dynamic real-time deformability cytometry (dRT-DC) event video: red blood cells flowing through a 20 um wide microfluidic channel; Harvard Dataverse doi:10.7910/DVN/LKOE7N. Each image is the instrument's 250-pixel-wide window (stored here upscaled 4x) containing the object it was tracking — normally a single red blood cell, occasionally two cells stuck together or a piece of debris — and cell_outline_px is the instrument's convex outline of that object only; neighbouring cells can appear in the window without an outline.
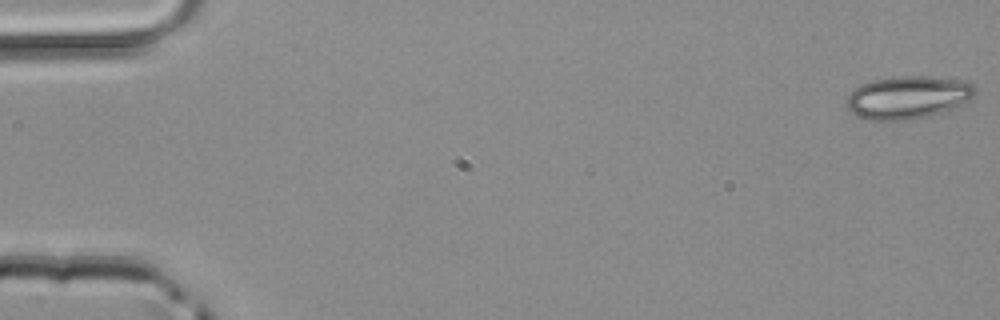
{"species": "common noctule bat (a hibernating species)", "species_latin": "Nyctalus noctula", "temperature_condition": "room temperature", "stored_images_in_passage": 49, "camera_frame_rate_fps": 3000, "um_per_image_px": 0.085, "animal": {"sex": "male", "body_mass_g": 20.4}, "frame": {"image": 1, "passage_image": 1, "time_ms": 0.0, "image_size_px": [1000, 320], "cell_outline_px": [[976, 92], [968, 100], [952, 108], [928, 116], [912, 120], [868, 120], [852, 112], [848, 108], [848, 96], [860, 84], [872, 80], [892, 76], [928, 76], [960, 80], [976, 84]], "centroid_in_image_um": [77.18, 8.26], "position_along_channel_um": 7.8, "area_um2": 31.91}}
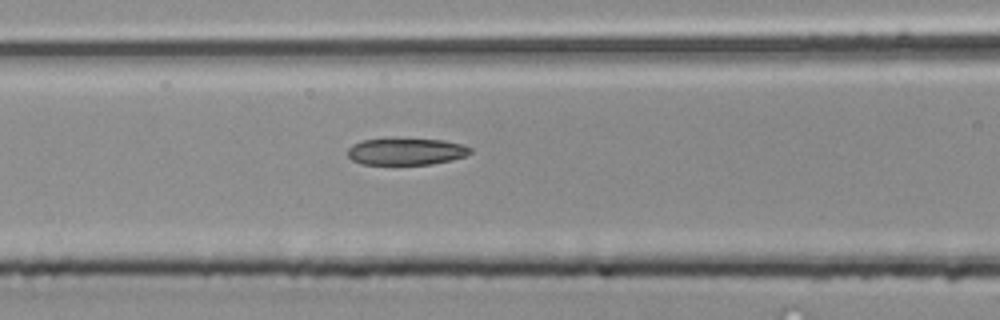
{"frame": {"image": 2, "passage_image": 21, "time_ms": 6.667, "image_size_px": [1000, 320], "cell_outline_px": [[472, 152], [464, 156], [452, 160], [432, 164], [360, 164], [352, 160], [348, 156], [348, 148], [352, 144], [364, 140], [444, 140], [464, 144], [472, 148]], "centroid_in_image_um": [34.55, 12.9], "position_along_channel_um": 132.1, "area_um2": 18.84}}
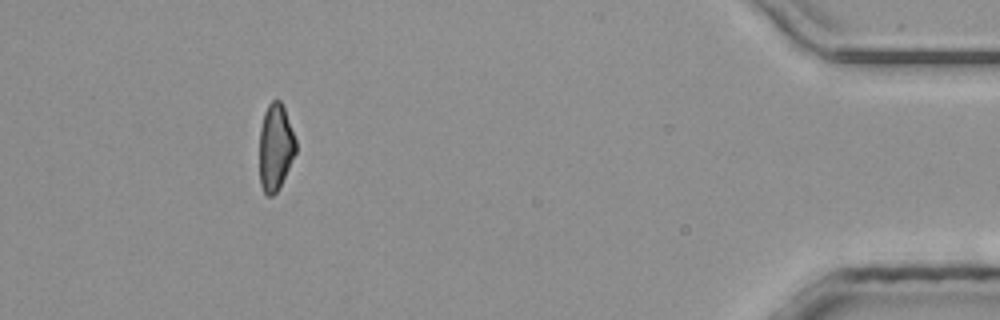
{"frame": {"image": 3, "passage_image": 45, "time_ms": 14.667, "image_size_px": [1000, 320], "cell_outline_px": [[296, 152], [276, 192], [272, 196], [268, 196], [264, 192], [260, 184], [260, 128], [264, 112], [268, 104], [272, 100], [280, 100], [284, 108], [296, 140]], "centroid_in_image_um": [23.4, 12.49], "position_along_channel_um": 411.8, "area_um2": 18.09}}